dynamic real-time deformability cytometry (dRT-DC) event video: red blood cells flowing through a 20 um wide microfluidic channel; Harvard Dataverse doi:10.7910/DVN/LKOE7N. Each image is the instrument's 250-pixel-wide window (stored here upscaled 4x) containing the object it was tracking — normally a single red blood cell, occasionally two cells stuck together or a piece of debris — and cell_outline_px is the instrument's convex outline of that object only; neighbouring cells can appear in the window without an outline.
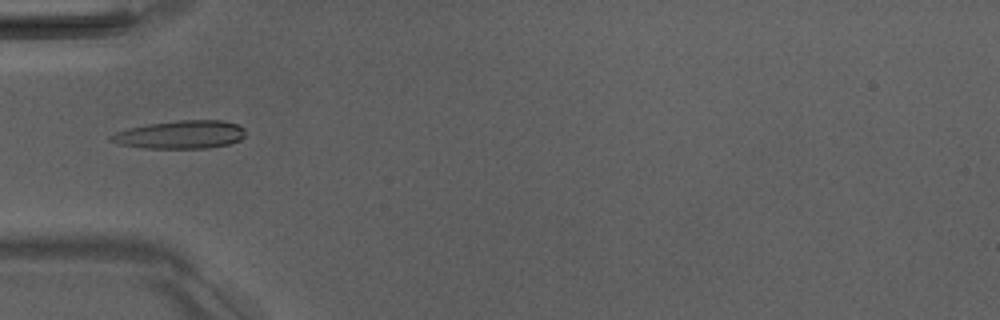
{"species": "Egyptian fruit bat (a non-hibernating species)", "species_latin": "Rousettus aegyptiacus", "temperature_condition": "room temperature", "stored_images_in_passage": 4, "camera_frame_rate_fps": 3000, "um_per_image_px": 0.085, "animal": {"sex": "male"}, "frame": {"image": 1, "passage_image": 4, "time_ms": 3.333, "image_size_px": [1000, 320], "cell_outline_px": [[244, 136], [240, 140], [228, 144], [208, 148], [144, 148], [120, 144], [108, 140], [108, 136], [116, 132], [128, 128], [148, 124], [180, 120], [224, 120], [236, 124], [244, 128]], "centroid_in_image_um": [15.33, 11.44], "position_along_channel_um": 69.7, "area_um2": 22.02}}